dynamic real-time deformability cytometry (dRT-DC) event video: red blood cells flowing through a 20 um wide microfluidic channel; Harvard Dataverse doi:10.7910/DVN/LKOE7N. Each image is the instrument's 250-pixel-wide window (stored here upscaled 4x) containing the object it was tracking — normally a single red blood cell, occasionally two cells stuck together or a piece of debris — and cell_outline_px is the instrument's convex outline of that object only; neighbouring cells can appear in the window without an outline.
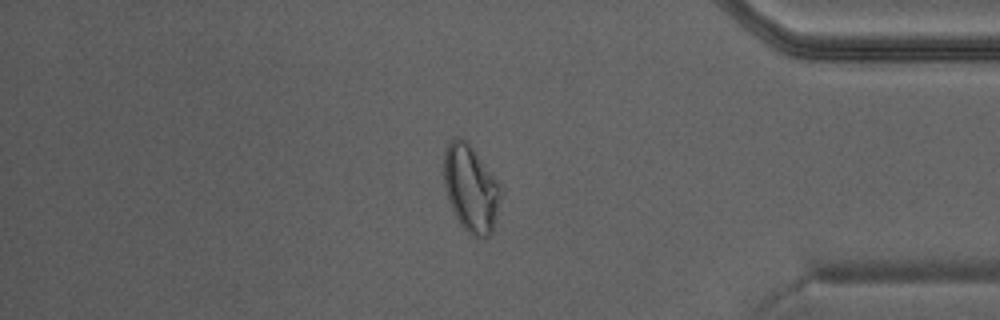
{"species": "Egyptian fruit bat (a non-hibernating species)", "species_latin": "Rousettus aegyptiacus", "temperature_condition": "warm", "stored_images_in_passage": 42, "camera_frame_rate_fps": 3000, "um_per_image_px": 0.085, "animal": {"sex": "male"}, "frame": {"image": 1, "passage_image": 36, "time_ms": 11.667, "image_size_px": [1000, 320], "cell_outline_px": [[504, 188], [492, 232], [488, 236], [472, 236], [460, 224], [452, 208], [444, 188], [444, 152], [452, 136], [456, 136], [464, 140], [472, 148]], "centroid_in_image_um": [40.04, 16.01], "position_along_channel_um": 395.2, "area_um2": 28.73}}
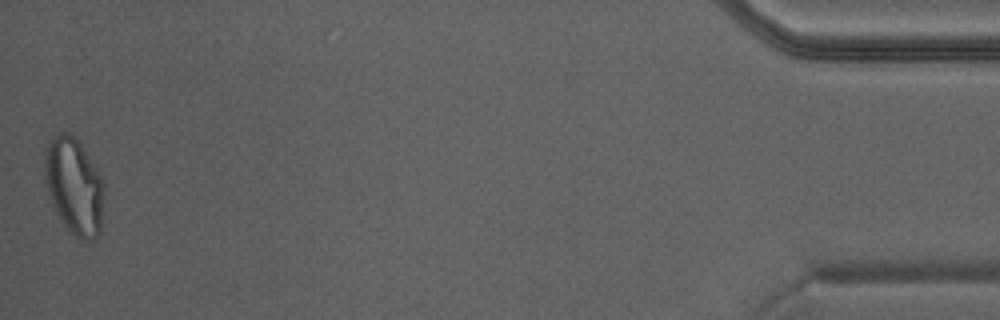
{"frame": {"image": 2, "passage_image": 42, "time_ms": 13.667, "image_size_px": [1000, 320], "cell_outline_px": [[104, 188], [100, 232], [92, 240], [84, 240], [68, 232], [60, 220], [52, 204], [48, 192], [44, 168], [44, 156], [48, 140], [60, 132], [68, 132], [80, 144], [100, 176], [104, 184]], "centroid_in_image_um": [6.28, 15.84], "position_along_channel_um": 428.9, "area_um2": 33.12}}